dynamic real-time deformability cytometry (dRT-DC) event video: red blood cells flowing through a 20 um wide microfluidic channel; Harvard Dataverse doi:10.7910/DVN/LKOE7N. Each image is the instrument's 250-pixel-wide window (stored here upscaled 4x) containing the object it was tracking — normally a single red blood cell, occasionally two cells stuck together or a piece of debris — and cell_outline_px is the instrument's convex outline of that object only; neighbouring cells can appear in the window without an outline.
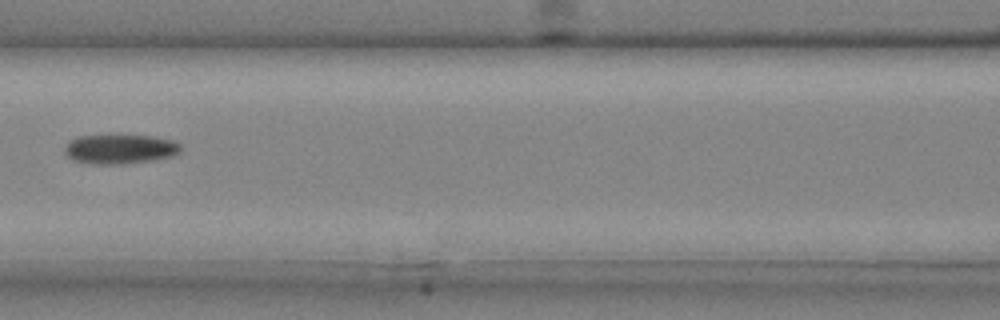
{"species": "common noctule bat (a hibernating species)", "species_latin": "Nyctalus noctula", "temperature_condition": "cold", "stored_images_in_passage": 3, "camera_frame_rate_fps": 3000, "um_per_image_px": 0.085, "animal": {"sex": "male", "body_mass_g": 20.4}, "frame": {"image": 1, "passage_image": 3, "time_ms": 0.667, "image_size_px": [1000, 320], "cell_outline_px": [[180, 152], [172, 156], [152, 160], [120, 164], [92, 164], [72, 160], [64, 152], [64, 148], [68, 140], [80, 136], [152, 136], [176, 140], [180, 144]], "centroid_in_image_um": [10.19, 12.67], "position_along_channel_um": 156.4, "area_um2": 19.88}}